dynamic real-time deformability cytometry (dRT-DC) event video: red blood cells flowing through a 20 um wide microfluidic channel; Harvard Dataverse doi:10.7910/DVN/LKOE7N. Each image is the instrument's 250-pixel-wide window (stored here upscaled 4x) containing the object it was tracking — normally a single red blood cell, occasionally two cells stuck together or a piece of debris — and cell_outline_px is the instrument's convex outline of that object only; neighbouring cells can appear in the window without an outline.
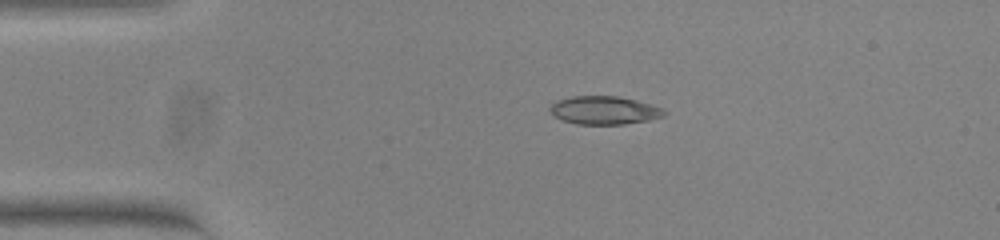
{"species": "common noctule bat (a hibernating species)", "species_latin": "Nyctalus noctula", "temperature_condition": "warm", "stored_images_in_passage": 43, "camera_frame_rate_fps": 3000, "um_per_image_px": 0.085, "animal": {"sex": "female", "body_mass_g": 23.0, "forearm_length_mm": 53.4}, "frame": {"image": 1, "passage_image": 1, "time_ms": 0.0, "image_size_px": [1000, 240], "cell_outline_px": [[668, 112], [664, 116], [648, 120], [624, 124], [576, 124], [564, 120], [556, 116], [548, 108], [556, 100], [572, 96], [616, 96], [636, 100], [652, 104], [664, 108]], "centroid_in_image_um": [51.4, 9.36], "position_along_channel_um": 33.6, "area_um2": 18.79}}
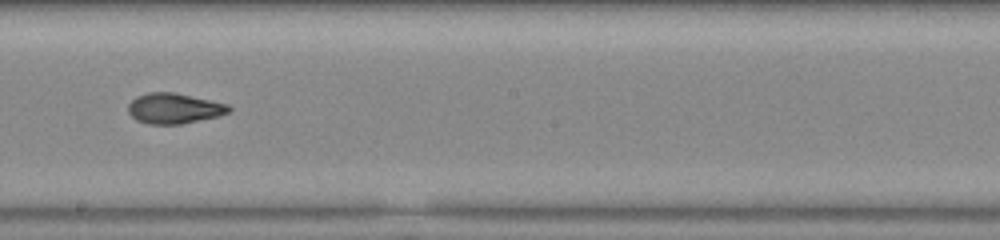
{"frame": {"image": 2, "passage_image": 20, "time_ms": 6.333, "image_size_px": [1000, 240], "cell_outline_px": [[232, 108], [228, 112], [220, 116], [180, 124], [148, 124], [136, 120], [128, 112], [128, 104], [136, 96], [148, 92], [172, 92], [228, 104]], "centroid_in_image_um": [14.78, 9.22], "position_along_channel_um": 233.4, "area_um2": 17.8}}
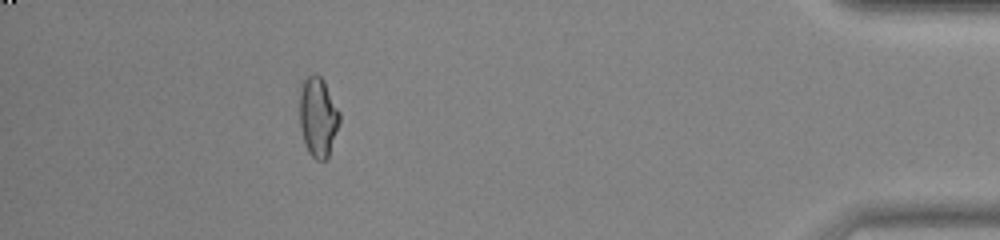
{"frame": {"image": 3, "passage_image": 38, "time_ms": 12.333, "image_size_px": [1000, 240], "cell_outline_px": [[340, 124], [328, 156], [324, 160], [316, 160], [308, 152], [304, 144], [300, 124], [300, 92], [304, 80], [308, 76], [316, 72], [324, 80], [340, 112]], "centroid_in_image_um": [27.04, 9.94], "position_along_channel_um": 408.2, "area_um2": 18.61}, "authors_computed_cell_mechanics": {"area_um2": 18.3226, "velocity_mm_per_s": 3.8418, "shape_relaxation_time_tau1_ms": null, "shape_relaxation_time_tau2_ms": 2.1853, "deformation_change_tau1": null, "deformation_change_tau2": 0.0673}}